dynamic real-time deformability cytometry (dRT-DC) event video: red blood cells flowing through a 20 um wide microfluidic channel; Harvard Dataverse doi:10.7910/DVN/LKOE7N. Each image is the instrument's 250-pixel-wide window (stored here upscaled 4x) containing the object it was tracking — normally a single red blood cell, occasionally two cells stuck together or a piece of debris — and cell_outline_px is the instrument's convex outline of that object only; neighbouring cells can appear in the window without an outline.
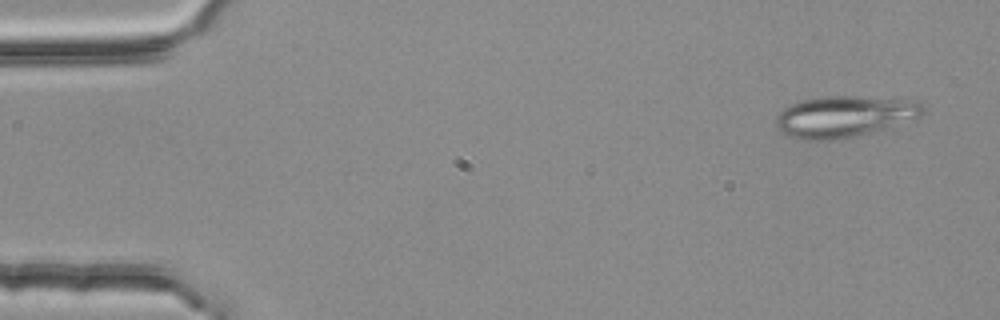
{"species": "common noctule bat (a hibernating species)", "species_latin": "Nyctalus noctula", "temperature_condition": "room temperature", "stored_images_in_passage": 4, "camera_frame_rate_fps": 3000, "um_per_image_px": 0.085, "animal": {"sex": "female", "body_mass_g": 25.1}, "frame": {"image": 1, "passage_image": 1, "time_ms": 0.0, "image_size_px": [1000, 320], "cell_outline_px": [[924, 112], [920, 116], [888, 128], [852, 136], [828, 140], [800, 140], [780, 132], [776, 124], [776, 116], [788, 104], [816, 96], [856, 96], [916, 100], [924, 108]], "centroid_in_image_um": [71.73, 9.88], "position_along_channel_um": 13.3, "area_um2": 35.43}}